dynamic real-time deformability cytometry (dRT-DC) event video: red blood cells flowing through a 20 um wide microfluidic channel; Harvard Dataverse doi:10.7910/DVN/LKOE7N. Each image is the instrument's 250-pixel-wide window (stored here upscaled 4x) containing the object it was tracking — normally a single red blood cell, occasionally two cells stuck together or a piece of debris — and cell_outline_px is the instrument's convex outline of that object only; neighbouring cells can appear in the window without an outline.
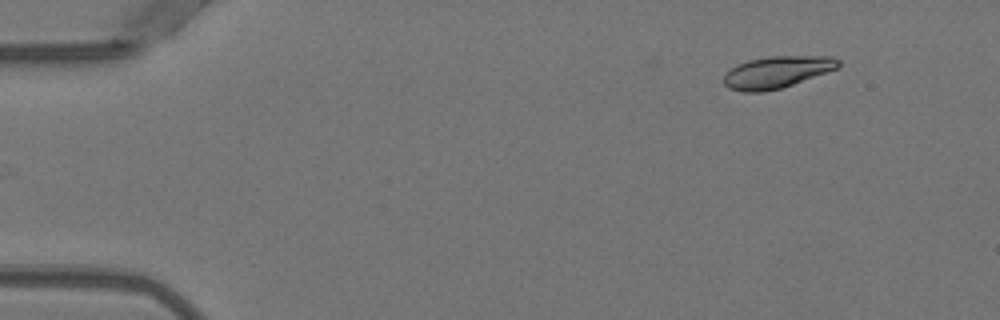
{"species": "Egyptian fruit bat (a non-hibernating species)", "species_latin": "Rousettus aegyptiacus", "temperature_condition": "warm", "stored_images_in_passage": 47, "camera_frame_rate_fps": 3000, "um_per_image_px": 0.085, "animal": {"sex": "female"}, "frame": {"image": 1, "passage_image": 1, "time_ms": 0.0, "image_size_px": [1000, 320], "cell_outline_px": [[840, 64], [836, 68], [792, 84], [780, 88], [764, 92], [744, 92], [728, 88], [724, 84], [724, 72], [736, 64], [748, 60], [772, 56], [832, 56], [840, 60]], "centroid_in_image_um": [65.97, 6.12], "position_along_channel_um": 19.0, "area_um2": 21.15}}
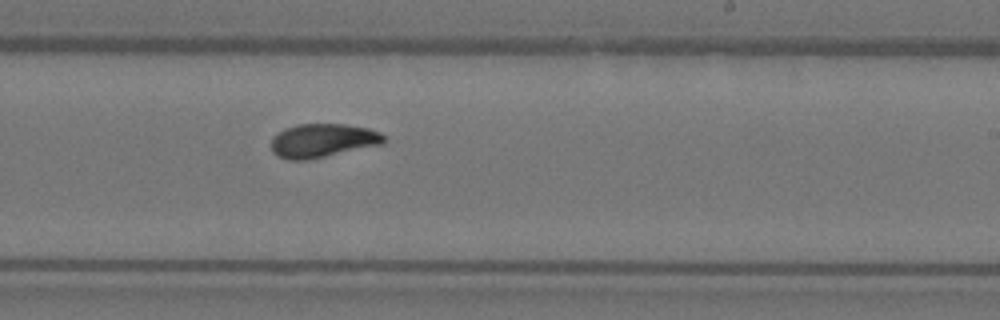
{"frame": {"image": 2, "passage_image": 27, "time_ms": 8.667, "image_size_px": [1000, 320], "cell_outline_px": [[384, 144], [308, 160], [288, 160], [276, 156], [272, 152], [272, 136], [284, 128], [296, 124], [344, 124], [368, 128], [380, 132], [384, 136]], "centroid_in_image_um": [27.4, 11.95], "position_along_channel_um": 261.6, "area_um2": 22.37}}
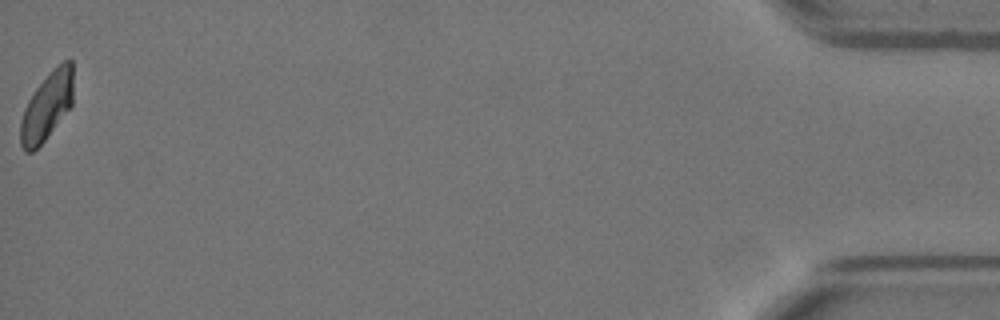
{"frame": {"image": 3, "passage_image": 47, "time_ms": 15.333, "image_size_px": [1000, 320], "cell_outline_px": [[72, 104], [44, 140], [32, 152], [24, 152], [20, 144], [20, 120], [24, 108], [28, 100], [36, 88], [48, 72], [56, 64], [64, 60], [72, 60]], "centroid_in_image_um": [3.96, 9.0], "position_along_channel_um": 431.2, "area_um2": 20.75}, "authors_computed_cell_mechanics": {"area_um2": 21.7328, "velocity_mm_per_s": 3.9688, "shape_relaxation_time_tau1_ms": 3.3061, "shape_relaxation_time_tau2_ms": 3.6585, "deformation_change_tau1": 0.1513, "deformation_change_tau2": 0.0355}}